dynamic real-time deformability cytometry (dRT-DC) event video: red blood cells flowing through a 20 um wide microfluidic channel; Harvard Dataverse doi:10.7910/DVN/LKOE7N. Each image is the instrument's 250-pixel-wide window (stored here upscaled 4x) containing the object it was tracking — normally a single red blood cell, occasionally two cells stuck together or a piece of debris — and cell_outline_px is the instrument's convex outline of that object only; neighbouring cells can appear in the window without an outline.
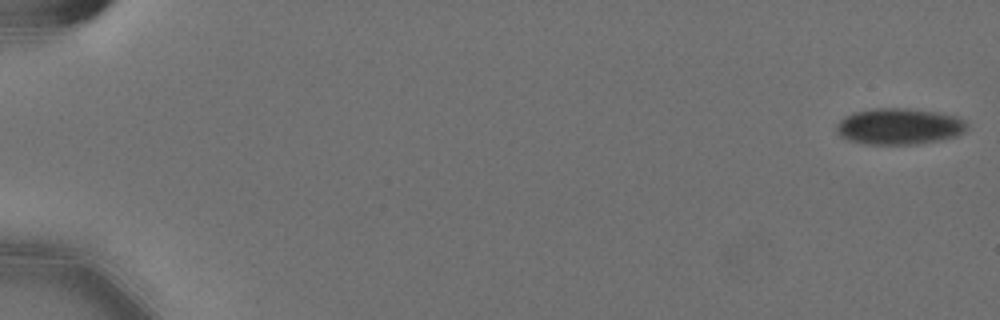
{"species": "Egyptian fruit bat (a non-hibernating species)", "species_latin": "Rousettus aegyptiacus", "temperature_condition": "cold", "stored_images_in_passage": 58, "camera_frame_rate_fps": 3000, "um_per_image_px": 0.085, "animal": {"sex": "female"}, "frame": {"image": 1, "passage_image": 1, "time_ms": 0.0, "image_size_px": [1000, 320], "cell_outline_px": [[968, 128], [964, 132], [956, 136], [916, 144], [868, 144], [848, 140], [840, 136], [836, 132], [836, 124], [844, 116], [852, 112], [872, 108], [908, 108], [940, 112], [956, 116], [968, 120]], "centroid_in_image_um": [76.44, 10.72], "position_along_channel_um": 8.6, "area_um2": 27.92}}
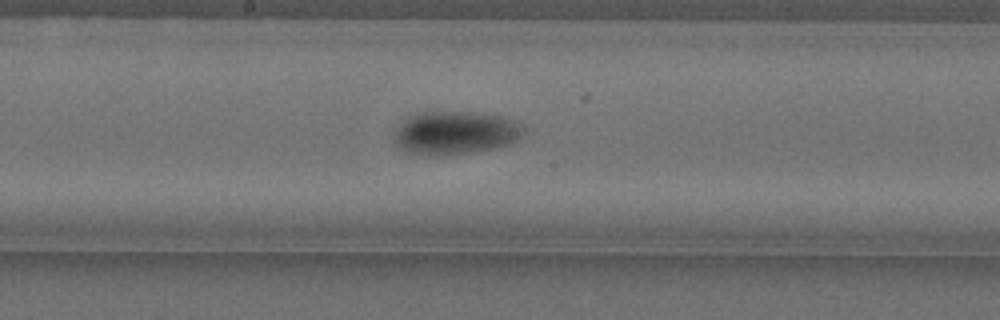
{"frame": {"image": 2, "passage_image": 32, "time_ms": 10.333, "image_size_px": [1000, 320], "cell_outline_px": [[524, 132], [516, 140], [508, 144], [496, 148], [468, 152], [436, 156], [428, 156], [412, 152], [400, 148], [396, 144], [396, 128], [408, 116], [420, 112], [472, 112], [500, 116], [516, 120], [524, 128]], "centroid_in_image_um": [38.71, 11.28], "position_along_channel_um": 209.5, "area_um2": 32.31}}
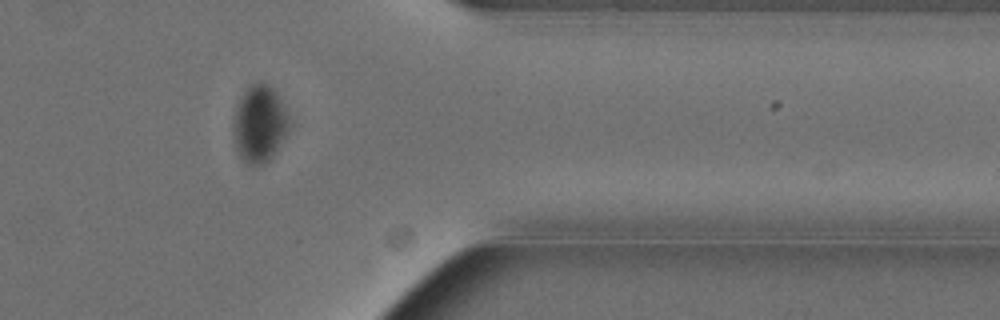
{"frame": {"image": 3, "passage_image": 48, "time_ms": 15.667, "image_size_px": [1000, 320], "cell_outline_px": [[288, 132], [272, 156], [268, 160], [260, 164], [248, 164], [240, 156], [236, 148], [232, 128], [232, 120], [236, 104], [244, 92], [252, 84], [272, 84], [288, 116]], "centroid_in_image_um": [22.02, 10.51], "position_along_channel_um": 389.4, "area_um2": 24.74}, "authors_computed_cell_mechanics": {"area_um2": 28.7844, "velocity_mm_per_s": 3.5659, "shape_relaxation_time_tau1_ms": 6.2631, "shape_relaxation_time_tau2_ms": null, "deformation_change_tau1": 0.0993, "deformation_change_tau2": null}}